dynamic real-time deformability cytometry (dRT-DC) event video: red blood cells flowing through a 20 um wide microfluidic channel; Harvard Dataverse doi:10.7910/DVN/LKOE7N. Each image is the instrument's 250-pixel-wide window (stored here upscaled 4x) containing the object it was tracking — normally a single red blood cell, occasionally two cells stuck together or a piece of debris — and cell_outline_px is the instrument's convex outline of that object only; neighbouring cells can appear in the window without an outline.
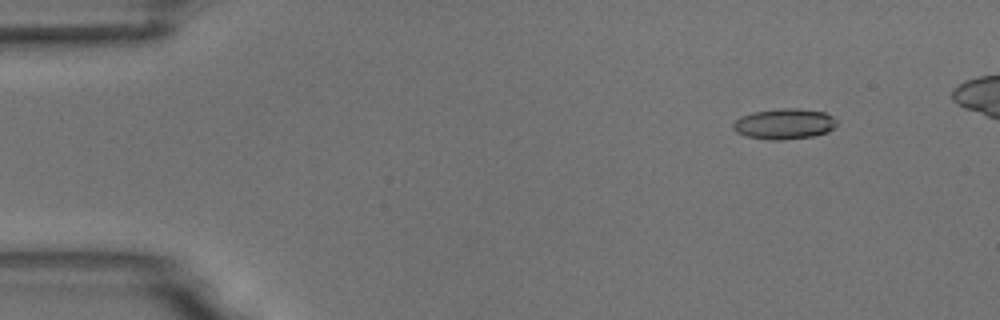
{"species": "common noctule bat (a hibernating species)", "species_latin": "Nyctalus noctula", "temperature_condition": "room temperature", "stored_images_in_passage": 6, "camera_frame_rate_fps": 3000, "um_per_image_px": 0.085, "animal": {"sex": "male", "body_mass_g": 18.8}, "frame": {"image": 1, "passage_image": 2, "time_ms": 1.333, "image_size_px": [1000, 320], "cell_outline_px": [[836, 128], [828, 132], [812, 136], [784, 140], [768, 140], [744, 136], [736, 132], [732, 128], [732, 124], [740, 116], [752, 112], [780, 108], [796, 108], [824, 112], [832, 116], [836, 120]], "centroid_in_image_um": [66.64, 10.54], "position_along_channel_um": 18.4, "area_um2": 18.73}}